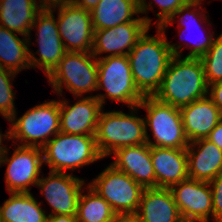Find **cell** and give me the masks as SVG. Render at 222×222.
Masks as SVG:
<instances>
[{
    "label": "cell",
    "instance_id": "83f0119b",
    "mask_svg": "<svg viewBox=\"0 0 222 222\" xmlns=\"http://www.w3.org/2000/svg\"><path fill=\"white\" fill-rule=\"evenodd\" d=\"M208 86L222 81V33L209 50L200 57Z\"/></svg>",
    "mask_w": 222,
    "mask_h": 222
},
{
    "label": "cell",
    "instance_id": "74e56055",
    "mask_svg": "<svg viewBox=\"0 0 222 222\" xmlns=\"http://www.w3.org/2000/svg\"><path fill=\"white\" fill-rule=\"evenodd\" d=\"M45 6L54 4V3H58V2H66V1H70V0H40Z\"/></svg>",
    "mask_w": 222,
    "mask_h": 222
},
{
    "label": "cell",
    "instance_id": "6da1fadb",
    "mask_svg": "<svg viewBox=\"0 0 222 222\" xmlns=\"http://www.w3.org/2000/svg\"><path fill=\"white\" fill-rule=\"evenodd\" d=\"M158 34L149 36L148 30L138 39L127 57L136 87L144 96H153L160 88L172 57L180 56L182 45L170 44L165 31L157 27ZM180 49V50H178Z\"/></svg>",
    "mask_w": 222,
    "mask_h": 222
},
{
    "label": "cell",
    "instance_id": "f546056e",
    "mask_svg": "<svg viewBox=\"0 0 222 222\" xmlns=\"http://www.w3.org/2000/svg\"><path fill=\"white\" fill-rule=\"evenodd\" d=\"M192 0H155L160 8V12L156 14L159 21L156 23L160 27L164 22L170 20L174 14L184 5ZM140 13H146L147 9L153 4H147L145 0H137Z\"/></svg>",
    "mask_w": 222,
    "mask_h": 222
},
{
    "label": "cell",
    "instance_id": "d590c367",
    "mask_svg": "<svg viewBox=\"0 0 222 222\" xmlns=\"http://www.w3.org/2000/svg\"><path fill=\"white\" fill-rule=\"evenodd\" d=\"M115 222H140L134 215L118 216Z\"/></svg>",
    "mask_w": 222,
    "mask_h": 222
},
{
    "label": "cell",
    "instance_id": "44dd1931",
    "mask_svg": "<svg viewBox=\"0 0 222 222\" xmlns=\"http://www.w3.org/2000/svg\"><path fill=\"white\" fill-rule=\"evenodd\" d=\"M134 216L140 222H184L169 188H144Z\"/></svg>",
    "mask_w": 222,
    "mask_h": 222
},
{
    "label": "cell",
    "instance_id": "1f68e13d",
    "mask_svg": "<svg viewBox=\"0 0 222 222\" xmlns=\"http://www.w3.org/2000/svg\"><path fill=\"white\" fill-rule=\"evenodd\" d=\"M210 92L209 97L213 103L222 111V81L209 85Z\"/></svg>",
    "mask_w": 222,
    "mask_h": 222
},
{
    "label": "cell",
    "instance_id": "30bf717a",
    "mask_svg": "<svg viewBox=\"0 0 222 222\" xmlns=\"http://www.w3.org/2000/svg\"><path fill=\"white\" fill-rule=\"evenodd\" d=\"M48 7L54 11L59 9L57 24L67 52H91L94 37L91 13L70 1L54 3Z\"/></svg>",
    "mask_w": 222,
    "mask_h": 222
},
{
    "label": "cell",
    "instance_id": "5bb4252c",
    "mask_svg": "<svg viewBox=\"0 0 222 222\" xmlns=\"http://www.w3.org/2000/svg\"><path fill=\"white\" fill-rule=\"evenodd\" d=\"M61 172H49L47 178H40L38 187L53 211L48 215L76 216L79 197L84 180L71 174Z\"/></svg>",
    "mask_w": 222,
    "mask_h": 222
},
{
    "label": "cell",
    "instance_id": "cb8c5ba5",
    "mask_svg": "<svg viewBox=\"0 0 222 222\" xmlns=\"http://www.w3.org/2000/svg\"><path fill=\"white\" fill-rule=\"evenodd\" d=\"M11 197L0 206L2 222H46L48 215L41 209L30 192L10 193Z\"/></svg>",
    "mask_w": 222,
    "mask_h": 222
},
{
    "label": "cell",
    "instance_id": "3957f363",
    "mask_svg": "<svg viewBox=\"0 0 222 222\" xmlns=\"http://www.w3.org/2000/svg\"><path fill=\"white\" fill-rule=\"evenodd\" d=\"M137 108L138 106L130 107V115L121 111L100 112L95 140L103 158L119 148L147 143L144 118L132 114Z\"/></svg>",
    "mask_w": 222,
    "mask_h": 222
},
{
    "label": "cell",
    "instance_id": "d4e9b609",
    "mask_svg": "<svg viewBox=\"0 0 222 222\" xmlns=\"http://www.w3.org/2000/svg\"><path fill=\"white\" fill-rule=\"evenodd\" d=\"M15 33L0 26V67L17 74L21 69L30 68L27 45L31 39L24 36L21 40Z\"/></svg>",
    "mask_w": 222,
    "mask_h": 222
},
{
    "label": "cell",
    "instance_id": "8fae6325",
    "mask_svg": "<svg viewBox=\"0 0 222 222\" xmlns=\"http://www.w3.org/2000/svg\"><path fill=\"white\" fill-rule=\"evenodd\" d=\"M53 12L52 8L44 6L32 24V28L35 27L36 29L37 27L38 31L36 42L39 44L37 53H40V58H36L34 53H31L32 51L29 50L30 67L36 68L38 66L40 69H44L47 76L67 53Z\"/></svg>",
    "mask_w": 222,
    "mask_h": 222
},
{
    "label": "cell",
    "instance_id": "7402d4cb",
    "mask_svg": "<svg viewBox=\"0 0 222 222\" xmlns=\"http://www.w3.org/2000/svg\"><path fill=\"white\" fill-rule=\"evenodd\" d=\"M44 6L36 0H0V26L29 38L32 24Z\"/></svg>",
    "mask_w": 222,
    "mask_h": 222
},
{
    "label": "cell",
    "instance_id": "484cf974",
    "mask_svg": "<svg viewBox=\"0 0 222 222\" xmlns=\"http://www.w3.org/2000/svg\"><path fill=\"white\" fill-rule=\"evenodd\" d=\"M88 194H80L77 206V222H115L118 218L111 205L90 186Z\"/></svg>",
    "mask_w": 222,
    "mask_h": 222
},
{
    "label": "cell",
    "instance_id": "52a82bcc",
    "mask_svg": "<svg viewBox=\"0 0 222 222\" xmlns=\"http://www.w3.org/2000/svg\"><path fill=\"white\" fill-rule=\"evenodd\" d=\"M47 78L57 94L65 85L74 96H82L97 90V59L91 52H67Z\"/></svg>",
    "mask_w": 222,
    "mask_h": 222
},
{
    "label": "cell",
    "instance_id": "2e32d148",
    "mask_svg": "<svg viewBox=\"0 0 222 222\" xmlns=\"http://www.w3.org/2000/svg\"><path fill=\"white\" fill-rule=\"evenodd\" d=\"M60 132L73 135L95 136L102 105L95 96H87L69 106L59 101Z\"/></svg>",
    "mask_w": 222,
    "mask_h": 222
},
{
    "label": "cell",
    "instance_id": "d6a6232c",
    "mask_svg": "<svg viewBox=\"0 0 222 222\" xmlns=\"http://www.w3.org/2000/svg\"><path fill=\"white\" fill-rule=\"evenodd\" d=\"M207 139L213 142L218 148L222 150V120L210 132Z\"/></svg>",
    "mask_w": 222,
    "mask_h": 222
},
{
    "label": "cell",
    "instance_id": "4dcf8cb0",
    "mask_svg": "<svg viewBox=\"0 0 222 222\" xmlns=\"http://www.w3.org/2000/svg\"><path fill=\"white\" fill-rule=\"evenodd\" d=\"M209 184L213 199V219L216 222H222V172L210 181Z\"/></svg>",
    "mask_w": 222,
    "mask_h": 222
},
{
    "label": "cell",
    "instance_id": "d6986e66",
    "mask_svg": "<svg viewBox=\"0 0 222 222\" xmlns=\"http://www.w3.org/2000/svg\"><path fill=\"white\" fill-rule=\"evenodd\" d=\"M150 156L156 175V188H170L189 178L186 149L150 146Z\"/></svg>",
    "mask_w": 222,
    "mask_h": 222
},
{
    "label": "cell",
    "instance_id": "f1b7e54d",
    "mask_svg": "<svg viewBox=\"0 0 222 222\" xmlns=\"http://www.w3.org/2000/svg\"><path fill=\"white\" fill-rule=\"evenodd\" d=\"M15 75V72L0 67V114L8 121L16 116L14 92L10 82Z\"/></svg>",
    "mask_w": 222,
    "mask_h": 222
},
{
    "label": "cell",
    "instance_id": "7c38bea8",
    "mask_svg": "<svg viewBox=\"0 0 222 222\" xmlns=\"http://www.w3.org/2000/svg\"><path fill=\"white\" fill-rule=\"evenodd\" d=\"M8 149L0 158V166L8 164L5 181L9 193L29 192V185H37L39 174L44 163L43 151L40 147L18 146L10 159Z\"/></svg>",
    "mask_w": 222,
    "mask_h": 222
},
{
    "label": "cell",
    "instance_id": "836d02e7",
    "mask_svg": "<svg viewBox=\"0 0 222 222\" xmlns=\"http://www.w3.org/2000/svg\"><path fill=\"white\" fill-rule=\"evenodd\" d=\"M100 0H70L74 5L81 7L87 11H92Z\"/></svg>",
    "mask_w": 222,
    "mask_h": 222
},
{
    "label": "cell",
    "instance_id": "4fadbf2b",
    "mask_svg": "<svg viewBox=\"0 0 222 222\" xmlns=\"http://www.w3.org/2000/svg\"><path fill=\"white\" fill-rule=\"evenodd\" d=\"M169 189L184 222H208L210 214L213 218V199L209 182L187 178Z\"/></svg>",
    "mask_w": 222,
    "mask_h": 222
},
{
    "label": "cell",
    "instance_id": "9c48e42d",
    "mask_svg": "<svg viewBox=\"0 0 222 222\" xmlns=\"http://www.w3.org/2000/svg\"><path fill=\"white\" fill-rule=\"evenodd\" d=\"M88 185L111 205L118 216L135 215L138 212L144 188L112 164Z\"/></svg>",
    "mask_w": 222,
    "mask_h": 222
},
{
    "label": "cell",
    "instance_id": "603a6c76",
    "mask_svg": "<svg viewBox=\"0 0 222 222\" xmlns=\"http://www.w3.org/2000/svg\"><path fill=\"white\" fill-rule=\"evenodd\" d=\"M90 13L93 29L101 30L133 22L140 11L137 0H100Z\"/></svg>",
    "mask_w": 222,
    "mask_h": 222
},
{
    "label": "cell",
    "instance_id": "ffe728a7",
    "mask_svg": "<svg viewBox=\"0 0 222 222\" xmlns=\"http://www.w3.org/2000/svg\"><path fill=\"white\" fill-rule=\"evenodd\" d=\"M186 153L189 178L210 182L222 172V150L207 138L190 142Z\"/></svg>",
    "mask_w": 222,
    "mask_h": 222
},
{
    "label": "cell",
    "instance_id": "e575fe53",
    "mask_svg": "<svg viewBox=\"0 0 222 222\" xmlns=\"http://www.w3.org/2000/svg\"><path fill=\"white\" fill-rule=\"evenodd\" d=\"M46 222H77V218L71 215H52Z\"/></svg>",
    "mask_w": 222,
    "mask_h": 222
},
{
    "label": "cell",
    "instance_id": "ba28073f",
    "mask_svg": "<svg viewBox=\"0 0 222 222\" xmlns=\"http://www.w3.org/2000/svg\"><path fill=\"white\" fill-rule=\"evenodd\" d=\"M10 139L21 140L20 146L42 148L51 135L60 132L59 101L51 100L39 104L16 119L9 120Z\"/></svg>",
    "mask_w": 222,
    "mask_h": 222
},
{
    "label": "cell",
    "instance_id": "5b68a950",
    "mask_svg": "<svg viewBox=\"0 0 222 222\" xmlns=\"http://www.w3.org/2000/svg\"><path fill=\"white\" fill-rule=\"evenodd\" d=\"M138 108H145L146 142L149 146L186 149L189 141L185 135L180 108L157 100L154 96H144ZM150 127L154 142L150 141L147 127Z\"/></svg>",
    "mask_w": 222,
    "mask_h": 222
},
{
    "label": "cell",
    "instance_id": "8992f818",
    "mask_svg": "<svg viewBox=\"0 0 222 222\" xmlns=\"http://www.w3.org/2000/svg\"><path fill=\"white\" fill-rule=\"evenodd\" d=\"M97 67V89H104L107 92V95H95L102 107L107 96L111 100L124 102L128 107L138 106L144 95L135 85L127 55L97 58Z\"/></svg>",
    "mask_w": 222,
    "mask_h": 222
},
{
    "label": "cell",
    "instance_id": "9a60e30c",
    "mask_svg": "<svg viewBox=\"0 0 222 222\" xmlns=\"http://www.w3.org/2000/svg\"><path fill=\"white\" fill-rule=\"evenodd\" d=\"M151 19L140 17L133 22H126L115 27L94 30L91 53L97 59L98 54L109 53L108 56L128 55L135 47L138 39L149 30ZM128 49L127 51L125 49Z\"/></svg>",
    "mask_w": 222,
    "mask_h": 222
},
{
    "label": "cell",
    "instance_id": "8d00e7d4",
    "mask_svg": "<svg viewBox=\"0 0 222 222\" xmlns=\"http://www.w3.org/2000/svg\"><path fill=\"white\" fill-rule=\"evenodd\" d=\"M4 136V137H3ZM2 137L3 138H6V139H9L10 140V130H8L7 133L5 134H1L0 132V158L2 157V155L6 152V149L5 146L3 147L1 144H2Z\"/></svg>",
    "mask_w": 222,
    "mask_h": 222
},
{
    "label": "cell",
    "instance_id": "277c9868",
    "mask_svg": "<svg viewBox=\"0 0 222 222\" xmlns=\"http://www.w3.org/2000/svg\"><path fill=\"white\" fill-rule=\"evenodd\" d=\"M44 163L50 171L64 173L94 163L103 157L98 152L95 136L58 132L42 147Z\"/></svg>",
    "mask_w": 222,
    "mask_h": 222
},
{
    "label": "cell",
    "instance_id": "e0dca14e",
    "mask_svg": "<svg viewBox=\"0 0 222 222\" xmlns=\"http://www.w3.org/2000/svg\"><path fill=\"white\" fill-rule=\"evenodd\" d=\"M112 154L115 157L112 165L116 169L128 174L143 188H156V175L147 143L122 147Z\"/></svg>",
    "mask_w": 222,
    "mask_h": 222
},
{
    "label": "cell",
    "instance_id": "ac0fdd59",
    "mask_svg": "<svg viewBox=\"0 0 222 222\" xmlns=\"http://www.w3.org/2000/svg\"><path fill=\"white\" fill-rule=\"evenodd\" d=\"M185 135L190 142L207 138L222 120V111L205 96L180 108Z\"/></svg>",
    "mask_w": 222,
    "mask_h": 222
},
{
    "label": "cell",
    "instance_id": "4316f807",
    "mask_svg": "<svg viewBox=\"0 0 222 222\" xmlns=\"http://www.w3.org/2000/svg\"><path fill=\"white\" fill-rule=\"evenodd\" d=\"M200 3H201V0H192L191 2H189L188 4H186V5H184V6H182L175 14H174V16L170 19V20H168V21H166V22H164L161 26H160V28L162 29V30H165L166 28H167V26L171 23V24H173V20H175L174 18H175V16L176 15H179V14H181V13H183V12H186L187 11V15L185 16V15H183V16H181L180 17V19H179V27H181V26H183L182 28H184V29H186L187 31H188V26L190 25V23H194V22H197V21H204V20H206L207 19V16L204 18V14H203V12H201V13H197L195 10H193V11H189V9L190 8H194L195 9V7H197V6H199L200 5ZM189 11V12H188ZM199 15V16H198ZM203 16V17H202ZM198 18V19H197ZM201 18V19H200ZM204 18V19H203ZM197 20V21H196ZM181 21V22H180ZM189 23V24H188ZM199 22H197V23H194L193 25H194V28H196L197 30L198 29H200V25L201 24H198ZM196 24V25H195ZM186 25V26H185ZM185 30V31H186ZM189 31H190V29H189ZM180 36H182V35H180ZM197 37V36H196ZM214 37H213V34H209L208 36L206 35L204 38L203 37H201V38H199V41L198 42H195L194 44H192L191 45V47H189L190 49H191V51H190V53L187 55V56H185V57H192V58H200L201 56H203L208 50H209V48L213 45V42H214Z\"/></svg>",
    "mask_w": 222,
    "mask_h": 222
},
{
    "label": "cell",
    "instance_id": "7a4b0ae2",
    "mask_svg": "<svg viewBox=\"0 0 222 222\" xmlns=\"http://www.w3.org/2000/svg\"><path fill=\"white\" fill-rule=\"evenodd\" d=\"M209 86L200 58L173 56L153 95L157 100L181 108L208 96Z\"/></svg>",
    "mask_w": 222,
    "mask_h": 222
}]
</instances>
